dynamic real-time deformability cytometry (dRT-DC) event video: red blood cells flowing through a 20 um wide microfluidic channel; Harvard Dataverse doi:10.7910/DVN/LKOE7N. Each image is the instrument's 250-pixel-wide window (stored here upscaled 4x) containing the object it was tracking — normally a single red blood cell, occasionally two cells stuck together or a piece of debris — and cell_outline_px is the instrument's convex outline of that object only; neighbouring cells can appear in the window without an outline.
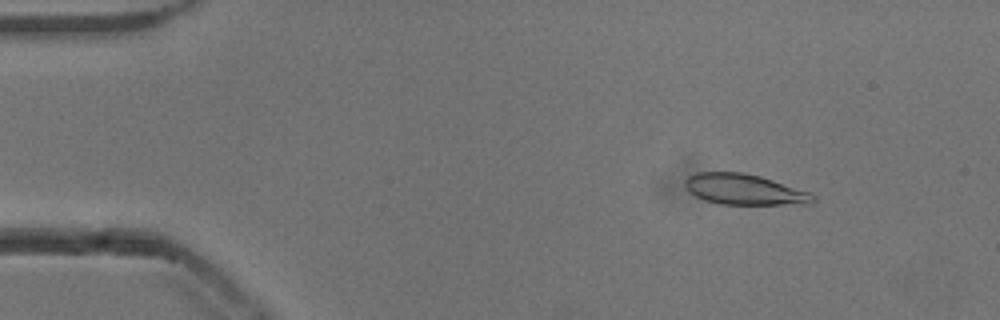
{"species": "common noctule bat (a hibernating species)", "species_latin": "Nyctalus noctula", "temperature_condition": "cold", "stored_images_in_passage": 53, "camera_frame_rate_fps": 3000, "um_per_image_px": 0.085, "animal": {"sex": "male", "body_mass_g": 13.3}, "frame": {"image": 1, "passage_image": 7, "time_ms": 2.0, "image_size_px": [1000, 320], "cell_outline_px": [[816, 200], [812, 204], [720, 204], [704, 200], [696, 196], [684, 184], [684, 180], [688, 176], [696, 172], [744, 172], [760, 176], [808, 192], [816, 196]], "centroid_in_image_um": [63.27, 16.1], "position_along_channel_um": 21.7, "area_um2": 22.72}}
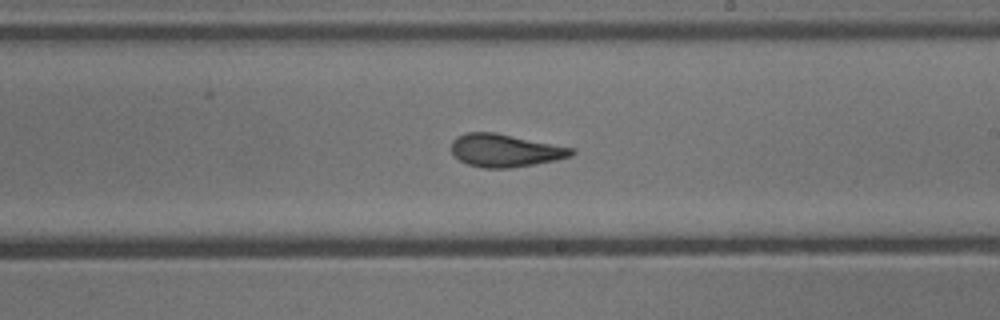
{"frame": {"image": 2, "passage_image": 31, "time_ms": 10.0, "image_size_px": [1000, 320], "cell_outline_px": [[576, 152], [572, 156], [556, 160], [512, 168], [484, 168], [468, 164], [460, 160], [452, 152], [452, 140], [456, 136], [464, 132], [496, 132], [576, 148]], "centroid_in_image_um": [42.97, 12.78], "position_along_channel_um": 246.0, "area_um2": 23.24}}
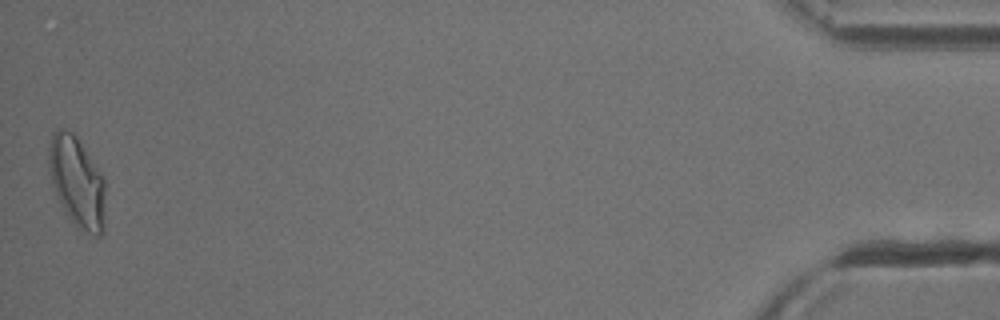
{"frame": {"image": 3, "passage_image": 53, "time_ms": 17.333, "image_size_px": [1000, 320], "cell_outline_px": [[104, 232], [100, 236], [96, 236], [76, 228], [68, 216], [52, 184], [48, 164], [48, 148], [52, 132], [56, 128], [64, 128], [72, 132], [76, 136], [104, 180]], "centroid_in_image_um": [6.52, 15.47], "position_along_channel_um": 428.7, "area_um2": 29.54}, "authors_computed_cell_mechanics": {"area_um2": 23.12, "velocity_mm_per_s": 3.821, "shape_relaxation_time_tau1_ms": 6.7472, "shape_relaxation_time_tau2_ms": 1.6892, "deformation_change_tau1": 0.1938, "deformation_change_tau2": 0.0877}}